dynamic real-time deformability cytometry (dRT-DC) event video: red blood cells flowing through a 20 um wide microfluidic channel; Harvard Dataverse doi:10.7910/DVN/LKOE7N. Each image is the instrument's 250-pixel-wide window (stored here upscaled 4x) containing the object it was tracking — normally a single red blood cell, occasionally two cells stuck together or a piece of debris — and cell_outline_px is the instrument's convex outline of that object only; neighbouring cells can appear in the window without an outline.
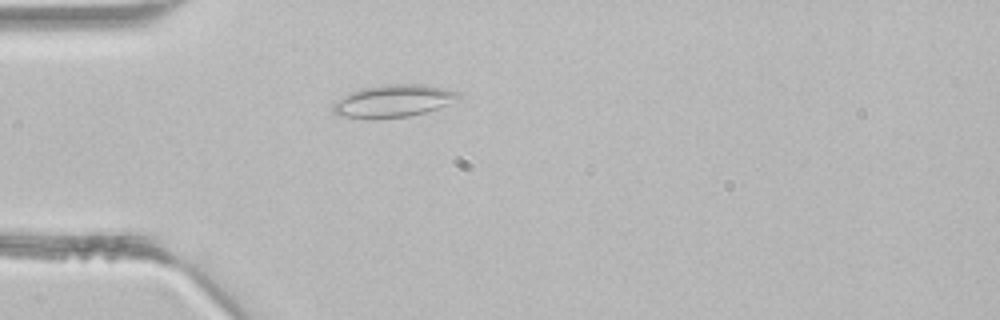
{"species": "common noctule bat (a hibernating species)", "species_latin": "Nyctalus noctula", "temperature_condition": "room temperature", "stored_images_in_passage": 2, "camera_frame_rate_fps": 3000, "um_per_image_px": 0.085, "animal": {"sex": "male", "body_mass_g": 21.5, "forearm_length_mm": 52.0}, "frame": {"image": 1, "passage_image": 2, "time_ms": 0.333, "image_size_px": [1000, 320], "cell_outline_px": [[460, 96], [448, 104], [424, 112], [408, 116], [368, 120], [340, 116], [332, 112], [332, 104], [348, 92], [364, 88], [384, 84], [428, 84], [460, 92]], "centroid_in_image_um": [33.37, 8.59], "position_along_channel_um": 51.6, "area_um2": 23.93}}